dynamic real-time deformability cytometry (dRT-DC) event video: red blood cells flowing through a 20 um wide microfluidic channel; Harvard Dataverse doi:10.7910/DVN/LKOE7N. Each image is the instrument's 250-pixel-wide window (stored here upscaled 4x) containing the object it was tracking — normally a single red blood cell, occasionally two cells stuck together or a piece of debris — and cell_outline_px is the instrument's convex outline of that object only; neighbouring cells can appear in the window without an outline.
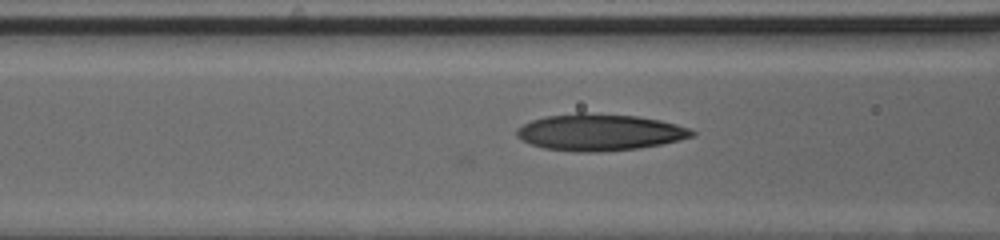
{"species": "human", "species_latin": "Homo sapiens", "temperature_condition": "cold", "stored_images_in_passage": 22, "camera_frame_rate_fps": 3000, "um_per_image_px": 0.085, "donor": {"sex": "male"}, "frame": {"image": 1, "passage_image": 16, "time_ms": 5.0, "image_size_px": [1000, 240], "cell_outline_px": [[696, 136], [680, 140], [660, 144], [636, 148], [596, 152], [576, 152], [544, 148], [520, 140], [516, 136], [516, 128], [532, 120], [544, 116], [576, 112], [584, 112], [636, 116], [660, 120], [676, 124], [688, 128], [696, 132]], "centroid_in_image_um": [50.94, 11.23], "position_along_channel_um": 115.7, "area_um2": 37.51}}
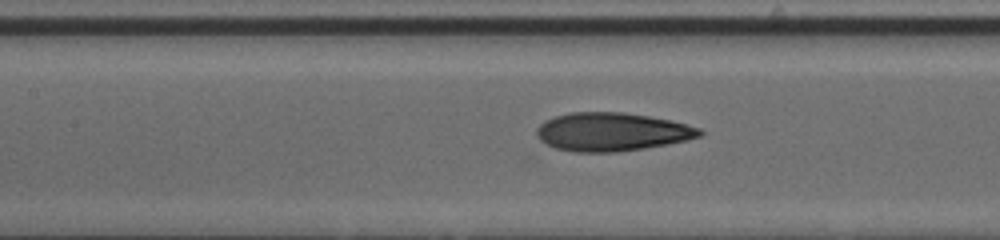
{"frame": {"image": 2, "passage_image": 19, "time_ms": 6.0, "image_size_px": [1000, 240], "cell_outline_px": [[704, 132], [700, 136], [688, 140], [668, 144], [644, 148], [616, 152], [572, 152], [556, 148], [540, 140], [536, 136], [536, 128], [544, 120], [556, 116], [572, 112], [624, 112], [672, 120], [700, 128]], "centroid_in_image_um": [52.01, 11.21], "position_along_channel_um": 155.4, "area_um2": 36.59}}